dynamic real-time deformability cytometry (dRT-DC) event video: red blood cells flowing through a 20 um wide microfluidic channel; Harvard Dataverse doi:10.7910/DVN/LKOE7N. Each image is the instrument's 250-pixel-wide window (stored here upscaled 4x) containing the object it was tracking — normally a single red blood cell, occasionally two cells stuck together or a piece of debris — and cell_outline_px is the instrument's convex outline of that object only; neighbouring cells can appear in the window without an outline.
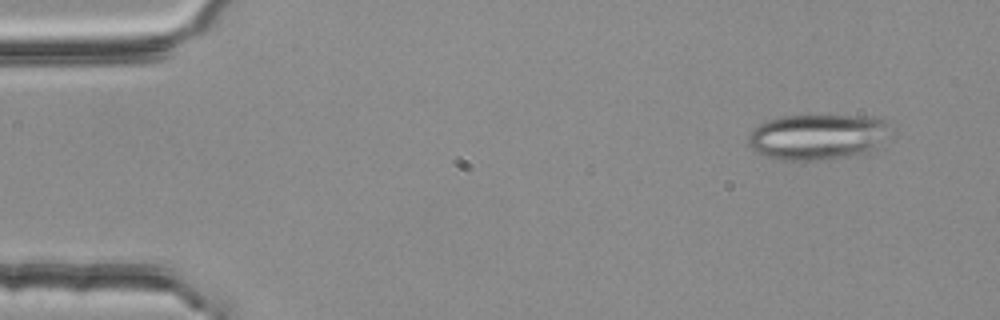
{"species": "common noctule bat (a hibernating species)", "species_latin": "Nyctalus noctula", "temperature_condition": "room temperature", "stored_images_in_passage": 3, "camera_frame_rate_fps": 3000, "um_per_image_px": 0.085, "animal": {"sex": "female", "body_mass_g": 25.1}, "frame": {"image": 1, "passage_image": 1, "time_ms": 0.0, "image_size_px": [1000, 320], "cell_outline_px": [[888, 120], [872, 148], [868, 152], [860, 156], [824, 160], [784, 160], [752, 152], [748, 144], [748, 136], [760, 124], [768, 120], [780, 116], [808, 112], [876, 116]], "centroid_in_image_um": [69.39, 11.58], "position_along_channel_um": 15.6, "area_um2": 38.55}}